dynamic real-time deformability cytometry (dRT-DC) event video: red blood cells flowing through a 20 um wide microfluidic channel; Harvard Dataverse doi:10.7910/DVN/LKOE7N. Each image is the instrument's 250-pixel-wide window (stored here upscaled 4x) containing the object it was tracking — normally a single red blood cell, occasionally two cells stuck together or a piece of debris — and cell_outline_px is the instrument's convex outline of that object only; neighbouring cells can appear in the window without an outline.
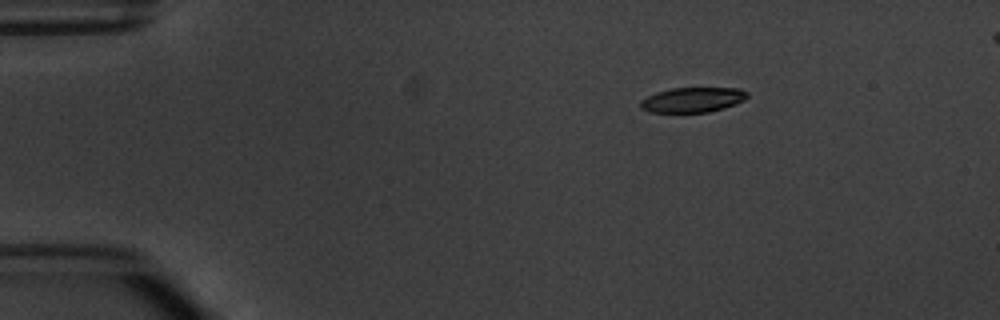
{"species": "common noctule bat (a hibernating species)", "species_latin": "Nyctalus noctula", "temperature_condition": "warm", "stored_images_in_passage": 5, "segment_of_instrument_passage": [1, 2], "camera_frame_rate_fps": 3000, "um_per_image_px": 0.085, "animal": {"sex": "male", "body_mass_g": 20.1, "forearm_length_mm": 53.5}, "frame": {"image": 1, "passage_image": 2, "time_ms": 2.0, "image_size_px": [1000, 320], "cell_outline_px": [[748, 96], [744, 100], [736, 104], [724, 108], [708, 112], [652, 112], [640, 108], [640, 100], [656, 92], [672, 88], [740, 88], [748, 92]], "centroid_in_image_um": [58.89, 8.48], "position_along_channel_um": 26.1, "area_um2": 15.55}}